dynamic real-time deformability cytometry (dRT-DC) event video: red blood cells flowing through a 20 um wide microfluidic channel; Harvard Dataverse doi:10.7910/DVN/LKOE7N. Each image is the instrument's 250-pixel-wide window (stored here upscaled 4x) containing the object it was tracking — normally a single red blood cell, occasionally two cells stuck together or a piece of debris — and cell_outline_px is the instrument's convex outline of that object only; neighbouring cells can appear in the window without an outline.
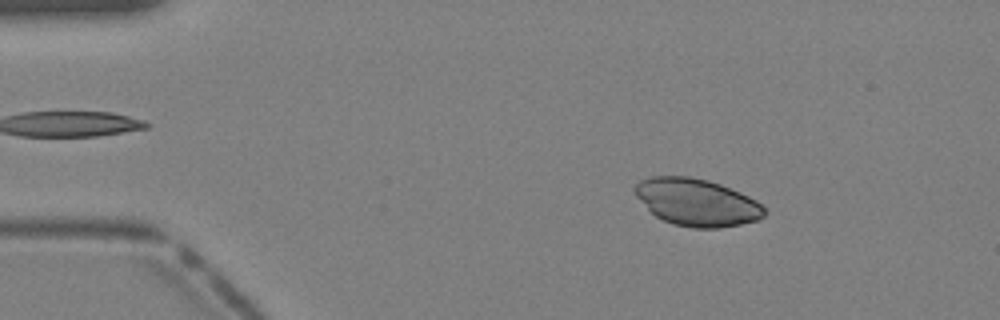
{"species": "Egyptian fruit bat (a non-hibernating species)", "species_latin": "Rousettus aegyptiacus", "temperature_condition": "warm", "stored_images_in_passage": 40, "camera_frame_rate_fps": 3000, "um_per_image_px": 0.085, "animal": {"sex": "female"}, "frame": {"image": 1, "passage_image": 6, "time_ms": 1.667, "image_size_px": [1000, 320], "cell_outline_px": [[768, 212], [760, 220], [720, 228], [692, 228], [672, 224], [656, 216], [636, 196], [632, 188], [640, 180], [652, 176], [688, 176], [708, 180], [720, 184], [740, 192], [756, 200]], "centroid_in_image_um": [59.24, 17.2], "position_along_channel_um": 25.8, "area_um2": 35.72}}